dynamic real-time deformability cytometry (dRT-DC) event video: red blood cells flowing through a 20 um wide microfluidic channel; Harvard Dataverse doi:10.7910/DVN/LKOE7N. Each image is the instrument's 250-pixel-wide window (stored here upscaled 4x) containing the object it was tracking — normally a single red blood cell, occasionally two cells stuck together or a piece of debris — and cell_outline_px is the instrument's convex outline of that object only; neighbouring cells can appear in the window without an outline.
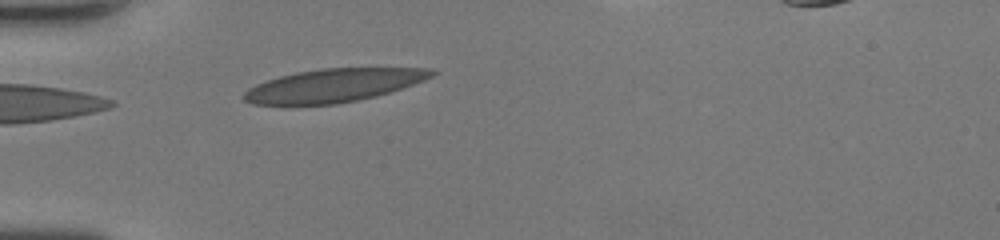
{"species": "human", "species_latin": "Homo sapiens", "temperature_condition": "room temperature", "stored_images_in_passage": 28, "camera_frame_rate_fps": 3000, "um_per_image_px": 0.085, "donor": {"sex": "female"}, "frame": {"image": 1, "passage_image": 2, "time_ms": 0.333, "image_size_px": [1000, 240], "cell_outline_px": [[440, 72], [424, 80], [392, 92], [376, 96], [336, 104], [288, 108], [284, 108], [252, 104], [244, 100], [240, 96], [248, 88], [256, 84], [280, 76], [296, 72], [324, 68], [432, 68]], "centroid_in_image_um": [28.26, 7.31], "position_along_channel_um": 56.7, "area_um2": 37.57}}
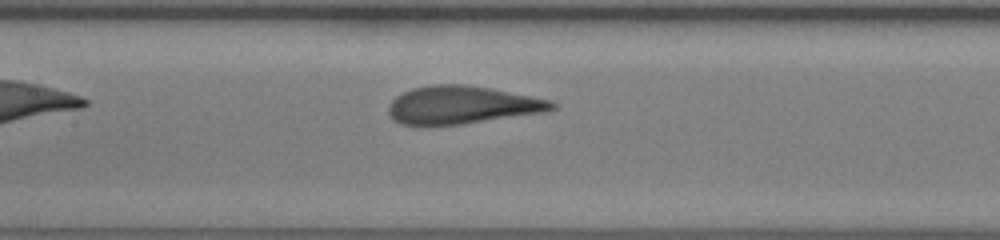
{"frame": {"image": 2, "passage_image": 11, "time_ms": 3.333, "image_size_px": [1000, 240], "cell_outline_px": [[556, 108], [548, 112], [464, 124], [400, 124], [392, 120], [388, 112], [388, 108], [392, 100], [396, 96], [412, 88], [432, 84], [464, 84], [492, 88], [552, 100], [556, 104]], "centroid_in_image_um": [39.32, 8.91], "position_along_channel_um": 168.1, "area_um2": 36.3}}
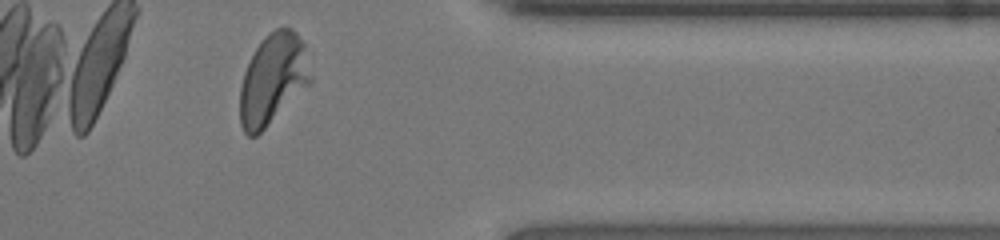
{"frame": {"image": 3, "passage_image": 27, "time_ms": 8.667, "image_size_px": [1000, 240], "cell_outline_px": [[312, 80], [256, 136], [248, 136], [244, 132], [240, 124], [240, 88], [244, 72], [256, 48], [264, 36], [268, 32], [276, 28], [292, 28], [296, 32], [304, 44], [312, 76]], "centroid_in_image_um": [23.18, 6.7], "position_along_channel_um": 388.2, "area_um2": 36.7}, "authors_computed_cell_mechanics": {"area_um2": 36.414, "velocity_mm_per_s": 4.3252, "shape_relaxation_time_tau1_ms": 4.7079, "shape_relaxation_time_tau2_ms": null, "deformation_change_tau1": 0.1958, "deformation_change_tau2": null}}